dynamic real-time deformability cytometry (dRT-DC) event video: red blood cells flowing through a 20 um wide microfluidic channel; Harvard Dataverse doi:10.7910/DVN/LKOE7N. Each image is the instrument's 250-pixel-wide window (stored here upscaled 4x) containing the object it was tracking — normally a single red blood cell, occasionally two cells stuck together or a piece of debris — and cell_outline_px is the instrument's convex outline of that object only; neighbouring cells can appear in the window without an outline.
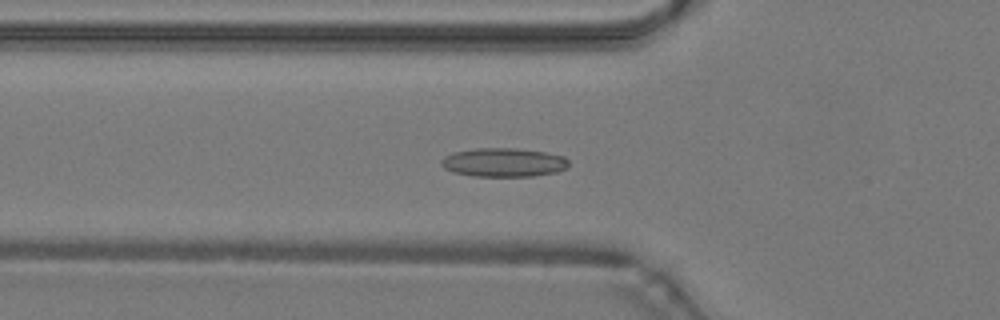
{"species": "common noctule bat (a hibernating species)", "species_latin": "Nyctalus noctula", "temperature_condition": "warm", "stored_images_in_passage": 50, "camera_frame_rate_fps": 3000, "um_per_image_px": 0.085, "animal": {"sex": "male", "body_mass_g": 19.2, "forearm_length_mm": 51.8}, "frame": {"image": 1, "passage_image": 18, "time_ms": 5.667, "image_size_px": [1000, 320], "cell_outline_px": [[568, 168], [556, 172], [532, 176], [472, 176], [452, 172], [444, 168], [440, 164], [440, 160], [444, 156], [452, 152], [476, 148], [516, 148], [544, 152], [564, 156], [568, 160]], "centroid_in_image_um": [42.77, 13.8], "position_along_channel_um": 83.0, "area_um2": 21.56}}
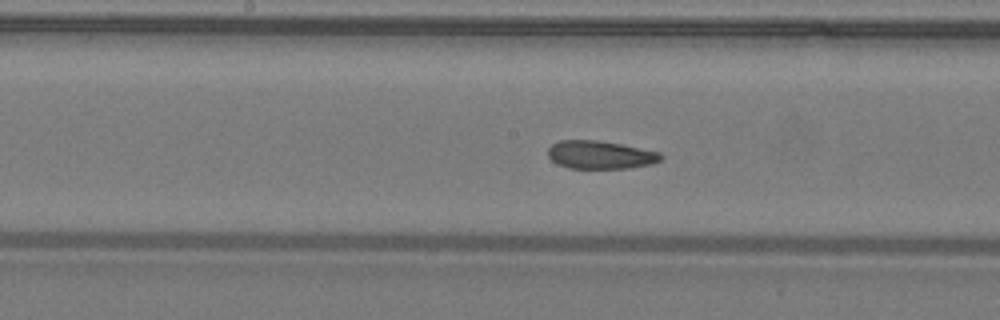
{"frame": {"image": 2, "passage_image": 26, "time_ms": 8.333, "image_size_px": [1000, 320], "cell_outline_px": [[664, 156], [660, 160], [652, 164], [628, 168], [568, 168], [552, 160], [548, 156], [548, 148], [552, 144], [560, 140], [600, 140], [660, 152]], "centroid_in_image_um": [51.03, 13.15], "position_along_channel_um": 197.2, "area_um2": 18.44}}
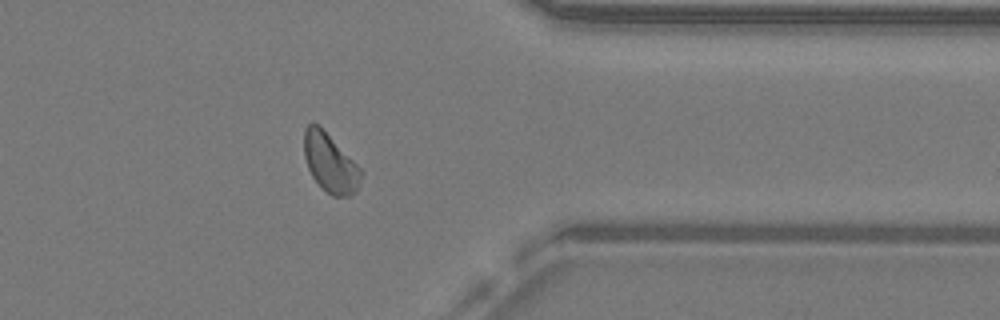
{"frame": {"image": 3, "passage_image": 40, "time_ms": 13.0, "image_size_px": [1000, 320], "cell_outline_px": [[364, 172], [356, 192], [348, 196], [332, 196], [312, 176], [308, 168], [304, 156], [304, 128], [308, 124], [320, 124]], "centroid_in_image_um": [28.07, 13.82], "position_along_channel_um": 383.3, "area_um2": 19.48}, "authors_computed_cell_mechanics": {"area_um2": 19.5942, "velocity_mm_per_s": 4.25, "shape_relaxation_time_tau1_ms": 9.3066, "shape_relaxation_time_tau2_ms": 1.3436, "deformation_change_tau1": 0.1797, "deformation_change_tau2": 0.0685}}